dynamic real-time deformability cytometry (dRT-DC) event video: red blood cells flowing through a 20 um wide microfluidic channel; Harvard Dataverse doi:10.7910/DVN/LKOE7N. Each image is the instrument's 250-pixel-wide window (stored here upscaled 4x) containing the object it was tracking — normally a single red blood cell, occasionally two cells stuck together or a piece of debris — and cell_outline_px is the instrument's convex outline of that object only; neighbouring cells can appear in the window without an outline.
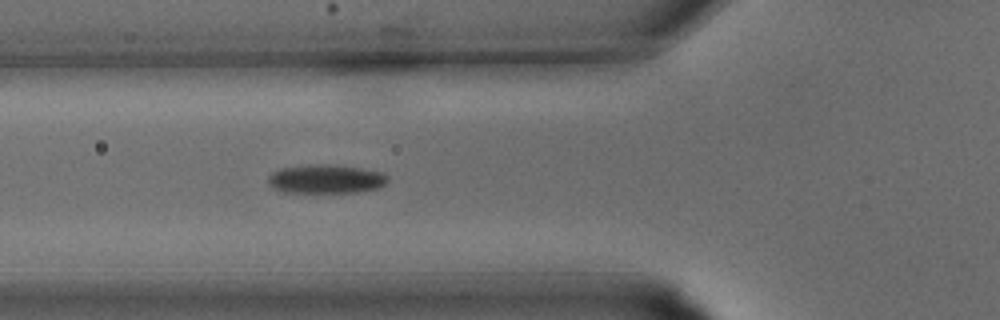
{"species": "common noctule bat (a hibernating species)", "species_latin": "Nyctalus noctula", "temperature_condition": "warm", "stored_images_in_passage": 23, "camera_frame_rate_fps": 3000, "um_per_image_px": 0.085, "animal": {"sex": "male", "body_mass_g": 15.6}, "frame": {"image": 1, "passage_image": 5, "time_ms": 1.333, "image_size_px": [1000, 320], "cell_outline_px": [[388, 180], [380, 188], [356, 192], [284, 192], [272, 188], [268, 184], [268, 176], [272, 172], [280, 168], [316, 164], [332, 164], [360, 168], [384, 172], [388, 176]], "centroid_in_image_um": [27.7, 15.21], "position_along_channel_um": 98.1, "area_um2": 20.23}}
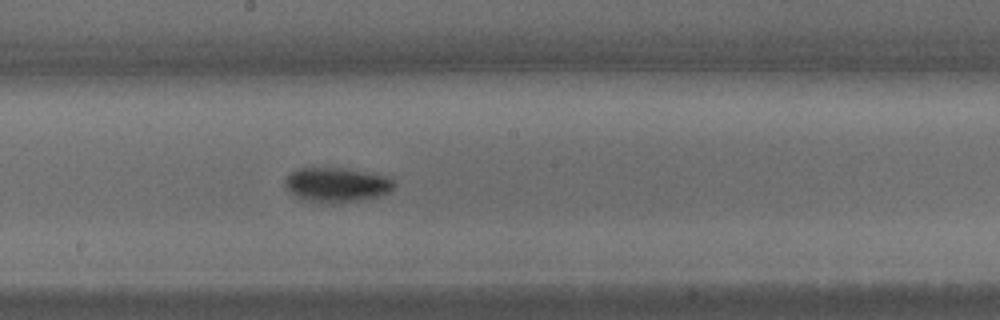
{"frame": {"image": 2, "passage_image": 11, "time_ms": 3.333, "image_size_px": [1000, 320], "cell_outline_px": [[396, 184], [388, 192], [380, 196], [340, 204], [328, 204], [308, 200], [296, 196], [284, 184], [284, 180], [296, 168], [344, 168], [388, 176]], "centroid_in_image_um": [28.64, 15.71], "position_along_channel_um": 219.6, "area_um2": 21.96}}
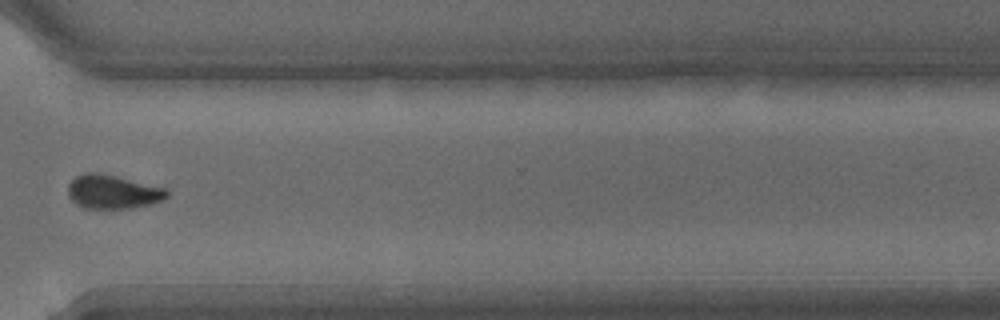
{"frame": {"image": 3, "passage_image": 18, "time_ms": 5.667, "image_size_px": [1000, 320], "cell_outline_px": [[168, 196], [164, 200], [132, 208], [84, 208], [76, 204], [68, 196], [68, 184], [76, 176], [84, 172], [100, 172], [168, 188]], "centroid_in_image_um": [9.59, 16.29], "position_along_channel_um": 361.0, "area_um2": 19.71}}